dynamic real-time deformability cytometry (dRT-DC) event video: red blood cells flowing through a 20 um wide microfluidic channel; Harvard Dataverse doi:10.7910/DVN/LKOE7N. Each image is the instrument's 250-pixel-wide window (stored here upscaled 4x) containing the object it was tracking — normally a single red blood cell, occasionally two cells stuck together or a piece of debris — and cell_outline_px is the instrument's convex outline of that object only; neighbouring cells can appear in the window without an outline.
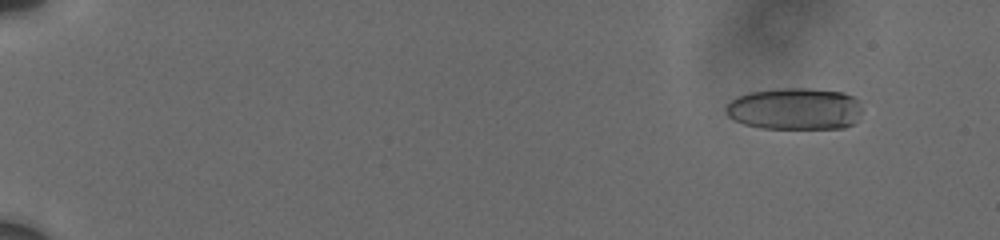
{"species": "human", "species_latin": "Homo sapiens", "temperature_condition": "cold", "stored_images_in_passage": 14, "camera_frame_rate_fps": 3000, "um_per_image_px": 0.085, "donor": {"sex": "male"}, "frame": {"image": 1, "passage_image": 5, "time_ms": 2.0, "image_size_px": [1000, 240], "cell_outline_px": [[860, 112], [856, 120], [852, 124], [844, 128], [760, 128], [744, 124], [728, 116], [724, 112], [724, 108], [736, 96], [748, 92], [780, 88], [808, 88], [844, 92], [860, 100]], "centroid_in_image_um": [67.55, 9.24], "position_along_channel_um": 17.5, "area_um2": 33.47}}
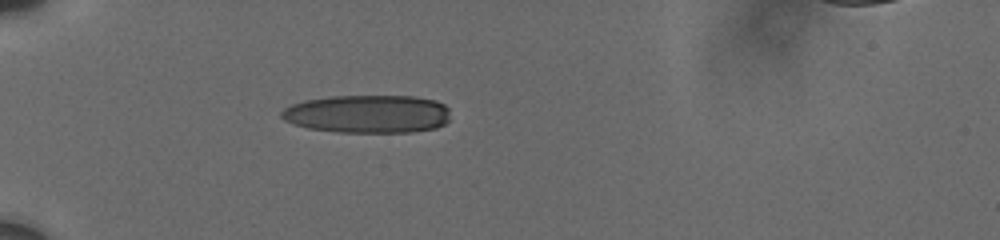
{"frame": {"image": 2, "passage_image": 12, "time_ms": 6.667, "image_size_px": [1000, 240], "cell_outline_px": [[448, 120], [444, 124], [436, 128], [412, 132], [336, 132], [308, 128], [292, 124], [284, 120], [280, 116], [280, 112], [284, 108], [292, 104], [304, 100], [332, 96], [412, 96], [436, 100], [444, 104], [448, 108]], "centroid_in_image_um": [31.23, 9.68], "position_along_channel_um": 53.8, "area_um2": 37.74}}
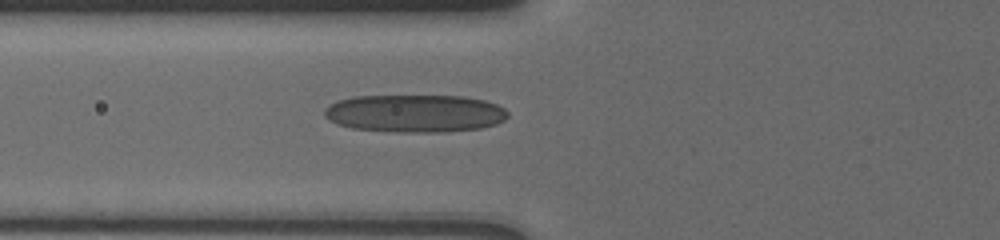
{"frame": {"image": 3, "passage_image": 14, "time_ms": 8.333, "image_size_px": [1000, 240], "cell_outline_px": [[508, 116], [504, 120], [496, 124], [480, 128], [444, 132], [400, 132], [352, 128], [336, 124], [328, 120], [324, 116], [324, 108], [340, 100], [352, 96], [464, 96], [484, 100], [496, 104], [504, 108], [508, 112]], "centroid_in_image_um": [35.27, 9.64], "position_along_channel_um": 90.5, "area_um2": 40.4}}